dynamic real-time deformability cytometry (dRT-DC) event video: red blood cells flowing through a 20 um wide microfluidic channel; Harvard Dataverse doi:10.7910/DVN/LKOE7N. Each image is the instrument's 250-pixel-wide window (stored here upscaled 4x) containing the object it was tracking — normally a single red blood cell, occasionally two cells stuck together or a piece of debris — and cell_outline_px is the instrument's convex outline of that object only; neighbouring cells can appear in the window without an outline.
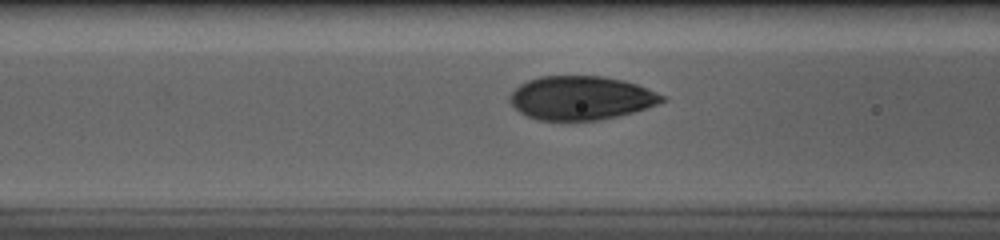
{"species": "human", "species_latin": "Homo sapiens", "temperature_condition": "cold", "stored_images_in_passage": 43, "camera_frame_rate_fps": 3000, "um_per_image_px": 0.085, "donor": {"sex": "male"}, "frame": {"image": 1, "passage_image": 11, "time_ms": 3.333, "image_size_px": [1000, 240], "cell_outline_px": [[664, 100], [648, 108], [616, 116], [596, 120], [540, 120], [528, 116], [520, 112], [508, 100], [508, 96], [520, 84], [528, 80], [540, 76], [604, 76], [624, 80], [636, 84], [656, 92], [664, 96]], "centroid_in_image_um": [49.36, 8.31], "position_along_channel_um": 117.2, "area_um2": 38.55}}
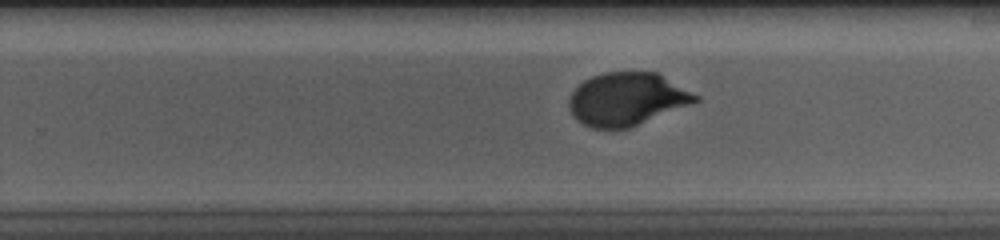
{"frame": {"image": 2, "passage_image": 24, "time_ms": 7.667, "image_size_px": [1000, 240], "cell_outline_px": [[700, 100], [628, 128], [592, 128], [584, 124], [572, 112], [568, 104], [568, 100], [572, 92], [584, 80], [592, 76], [604, 72], [660, 72], [700, 96]], "centroid_in_image_um": [53.32, 8.39], "position_along_channel_um": 276.5, "area_um2": 38.67}}
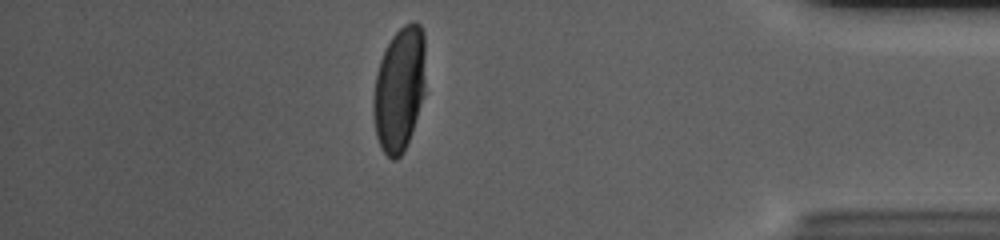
{"frame": {"image": 3, "passage_image": 37, "time_ms": 12.0, "image_size_px": [1000, 240], "cell_outline_px": [[424, 92], [412, 132], [404, 152], [396, 160], [392, 160], [380, 148], [376, 136], [372, 116], [372, 100], [376, 76], [380, 60], [392, 36], [404, 24], [412, 20], [416, 20], [420, 24], [424, 32]], "centroid_in_image_um": [33.93, 7.58], "position_along_channel_um": 401.3, "area_um2": 38.09}}